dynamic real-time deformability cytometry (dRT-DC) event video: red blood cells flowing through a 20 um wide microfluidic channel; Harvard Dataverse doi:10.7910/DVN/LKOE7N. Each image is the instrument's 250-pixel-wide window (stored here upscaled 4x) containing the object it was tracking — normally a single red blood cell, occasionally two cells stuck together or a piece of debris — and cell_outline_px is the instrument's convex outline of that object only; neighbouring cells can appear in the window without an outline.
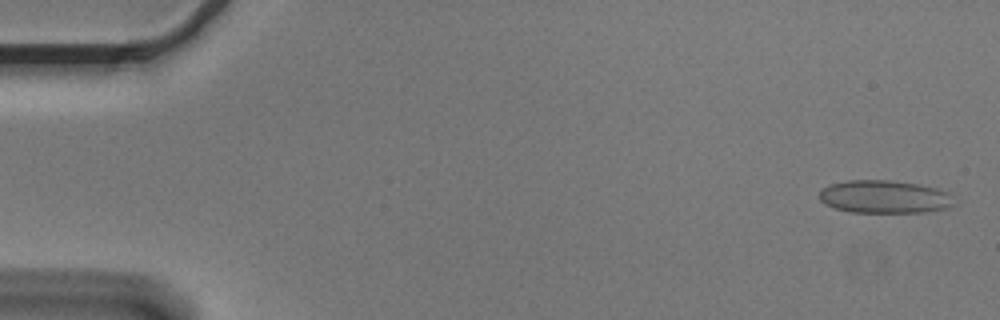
{"species": "Egyptian fruit bat (a non-hibernating species)", "species_latin": "Rousettus aegyptiacus", "temperature_condition": "cold", "stored_images_in_passage": 55, "camera_frame_rate_fps": 3000, "um_per_image_px": 0.085, "animal": {"sex": "male"}, "frame": {"image": 1, "passage_image": 2, "time_ms": 0.333, "image_size_px": [1000, 320], "cell_outline_px": [[956, 204], [948, 208], [924, 212], [852, 212], [836, 208], [824, 204], [820, 200], [820, 192], [828, 184], [848, 180], [888, 180], [916, 184], [936, 188], [948, 192]], "centroid_in_image_um": [75.18, 16.73], "position_along_channel_um": 9.8, "area_um2": 25.78}}
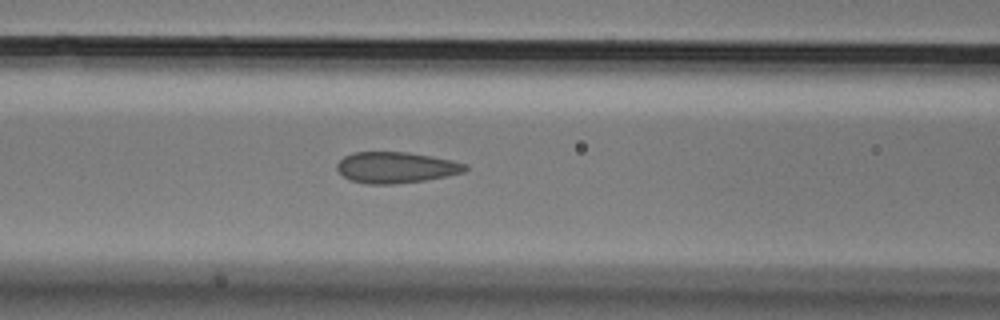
{"frame": {"image": 2, "passage_image": 23, "time_ms": 7.333, "image_size_px": [1000, 320], "cell_outline_px": [[468, 168], [464, 172], [424, 180], [396, 184], [368, 184], [348, 180], [336, 168], [336, 164], [344, 156], [352, 152], [408, 152], [432, 156], [452, 160], [468, 164]], "centroid_in_image_um": [33.64, 14.23], "position_along_channel_um": 133.0, "area_um2": 23.29}}
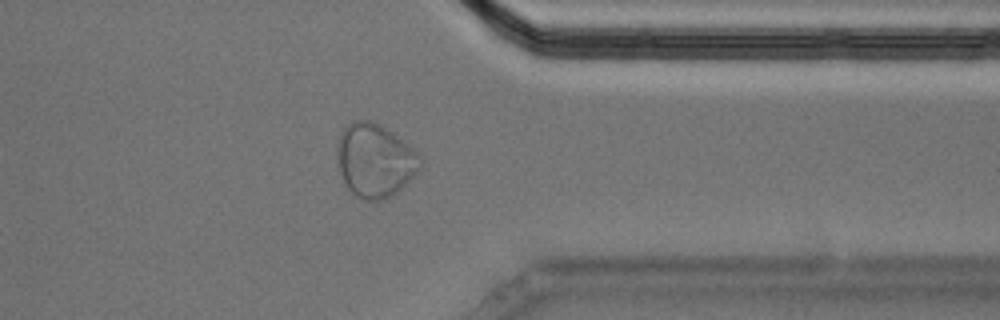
{"frame": {"image": 3, "passage_image": 44, "time_ms": 14.333, "image_size_px": [1000, 320], "cell_outline_px": [[424, 160], [420, 168], [392, 196], [384, 200], [360, 200], [348, 188], [340, 172], [336, 148], [336, 144], [340, 132], [344, 124], [352, 120], [372, 120], [392, 132], [404, 140]], "centroid_in_image_um": [31.84, 13.6], "position_along_channel_um": 379.6, "area_um2": 35.78}}